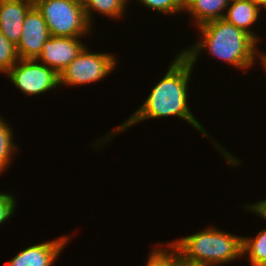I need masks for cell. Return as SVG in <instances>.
I'll return each instance as SVG.
<instances>
[{
    "label": "cell",
    "instance_id": "7c38bea8",
    "mask_svg": "<svg viewBox=\"0 0 266 266\" xmlns=\"http://www.w3.org/2000/svg\"><path fill=\"white\" fill-rule=\"evenodd\" d=\"M229 3V0H185L184 12L191 15L198 27L206 22L224 18Z\"/></svg>",
    "mask_w": 266,
    "mask_h": 266
},
{
    "label": "cell",
    "instance_id": "4fadbf2b",
    "mask_svg": "<svg viewBox=\"0 0 266 266\" xmlns=\"http://www.w3.org/2000/svg\"><path fill=\"white\" fill-rule=\"evenodd\" d=\"M87 14L89 22L93 23L94 13L105 15L112 19L125 17V9L128 2L126 0H80ZM100 12V13H99ZM123 16V17H122Z\"/></svg>",
    "mask_w": 266,
    "mask_h": 266
},
{
    "label": "cell",
    "instance_id": "e0dca14e",
    "mask_svg": "<svg viewBox=\"0 0 266 266\" xmlns=\"http://www.w3.org/2000/svg\"><path fill=\"white\" fill-rule=\"evenodd\" d=\"M141 5L165 15H176L185 11V0H136Z\"/></svg>",
    "mask_w": 266,
    "mask_h": 266
},
{
    "label": "cell",
    "instance_id": "603a6c76",
    "mask_svg": "<svg viewBox=\"0 0 266 266\" xmlns=\"http://www.w3.org/2000/svg\"><path fill=\"white\" fill-rule=\"evenodd\" d=\"M251 1L260 7H262L264 3L266 2V0H251Z\"/></svg>",
    "mask_w": 266,
    "mask_h": 266
},
{
    "label": "cell",
    "instance_id": "277c9868",
    "mask_svg": "<svg viewBox=\"0 0 266 266\" xmlns=\"http://www.w3.org/2000/svg\"><path fill=\"white\" fill-rule=\"evenodd\" d=\"M50 36L85 38L92 34V24L80 0H34Z\"/></svg>",
    "mask_w": 266,
    "mask_h": 266
},
{
    "label": "cell",
    "instance_id": "ac0fdd59",
    "mask_svg": "<svg viewBox=\"0 0 266 266\" xmlns=\"http://www.w3.org/2000/svg\"><path fill=\"white\" fill-rule=\"evenodd\" d=\"M18 60L16 46L0 31V73L6 74Z\"/></svg>",
    "mask_w": 266,
    "mask_h": 266
},
{
    "label": "cell",
    "instance_id": "5b68a950",
    "mask_svg": "<svg viewBox=\"0 0 266 266\" xmlns=\"http://www.w3.org/2000/svg\"><path fill=\"white\" fill-rule=\"evenodd\" d=\"M84 47L78 56L60 72L59 85L82 86L105 79L117 68L118 60L111 53L91 52Z\"/></svg>",
    "mask_w": 266,
    "mask_h": 266
},
{
    "label": "cell",
    "instance_id": "d6986e66",
    "mask_svg": "<svg viewBox=\"0 0 266 266\" xmlns=\"http://www.w3.org/2000/svg\"><path fill=\"white\" fill-rule=\"evenodd\" d=\"M16 203V197L13 194H8L5 191L0 192V225L14 216Z\"/></svg>",
    "mask_w": 266,
    "mask_h": 266
},
{
    "label": "cell",
    "instance_id": "d4e9b609",
    "mask_svg": "<svg viewBox=\"0 0 266 266\" xmlns=\"http://www.w3.org/2000/svg\"><path fill=\"white\" fill-rule=\"evenodd\" d=\"M230 2H232V1H245V0H229Z\"/></svg>",
    "mask_w": 266,
    "mask_h": 266
},
{
    "label": "cell",
    "instance_id": "8fae6325",
    "mask_svg": "<svg viewBox=\"0 0 266 266\" xmlns=\"http://www.w3.org/2000/svg\"><path fill=\"white\" fill-rule=\"evenodd\" d=\"M262 8L251 0L232 1L229 3L224 19L251 35L258 43L260 38L253 32V24H257ZM252 29V30H251ZM259 40V41H258Z\"/></svg>",
    "mask_w": 266,
    "mask_h": 266
},
{
    "label": "cell",
    "instance_id": "6da1fadb",
    "mask_svg": "<svg viewBox=\"0 0 266 266\" xmlns=\"http://www.w3.org/2000/svg\"><path fill=\"white\" fill-rule=\"evenodd\" d=\"M168 67L164 77L151 89L145 102L120 126L111 130L104 138H98L99 141L97 140V144H95L97 147L103 146L116 134L125 132L126 129L139 122H144L149 118L156 119L169 116L180 117L181 120H185L198 130L202 136L213 140L207 130L195 118L188 105V85L194 66L179 50Z\"/></svg>",
    "mask_w": 266,
    "mask_h": 266
},
{
    "label": "cell",
    "instance_id": "30bf717a",
    "mask_svg": "<svg viewBox=\"0 0 266 266\" xmlns=\"http://www.w3.org/2000/svg\"><path fill=\"white\" fill-rule=\"evenodd\" d=\"M34 0H0V31L15 46L18 44L26 13Z\"/></svg>",
    "mask_w": 266,
    "mask_h": 266
},
{
    "label": "cell",
    "instance_id": "9a60e30c",
    "mask_svg": "<svg viewBox=\"0 0 266 266\" xmlns=\"http://www.w3.org/2000/svg\"><path fill=\"white\" fill-rule=\"evenodd\" d=\"M4 119L0 115V176L6 172V168H9L14 156L20 150L13 140V128Z\"/></svg>",
    "mask_w": 266,
    "mask_h": 266
},
{
    "label": "cell",
    "instance_id": "7a4b0ae2",
    "mask_svg": "<svg viewBox=\"0 0 266 266\" xmlns=\"http://www.w3.org/2000/svg\"><path fill=\"white\" fill-rule=\"evenodd\" d=\"M197 28L199 33L201 32L199 40L191 47L180 50L193 66L199 54L205 50L212 57L230 64L235 69L247 71L257 60L261 61L265 53L259 52L261 49L258 48V42L251 35L224 18L206 22Z\"/></svg>",
    "mask_w": 266,
    "mask_h": 266
},
{
    "label": "cell",
    "instance_id": "8992f818",
    "mask_svg": "<svg viewBox=\"0 0 266 266\" xmlns=\"http://www.w3.org/2000/svg\"><path fill=\"white\" fill-rule=\"evenodd\" d=\"M6 76L25 96H39L60 86L59 74L37 59H19Z\"/></svg>",
    "mask_w": 266,
    "mask_h": 266
},
{
    "label": "cell",
    "instance_id": "3957f363",
    "mask_svg": "<svg viewBox=\"0 0 266 266\" xmlns=\"http://www.w3.org/2000/svg\"><path fill=\"white\" fill-rule=\"evenodd\" d=\"M183 261L217 266L242 257V236L208 227L171 242Z\"/></svg>",
    "mask_w": 266,
    "mask_h": 266
},
{
    "label": "cell",
    "instance_id": "52a82bcc",
    "mask_svg": "<svg viewBox=\"0 0 266 266\" xmlns=\"http://www.w3.org/2000/svg\"><path fill=\"white\" fill-rule=\"evenodd\" d=\"M49 37L47 24L41 12L33 5L25 15L21 37L16 45L19 59H37Z\"/></svg>",
    "mask_w": 266,
    "mask_h": 266
},
{
    "label": "cell",
    "instance_id": "9c48e42d",
    "mask_svg": "<svg viewBox=\"0 0 266 266\" xmlns=\"http://www.w3.org/2000/svg\"><path fill=\"white\" fill-rule=\"evenodd\" d=\"M70 236L34 244L17 253L4 266H53L63 248L67 246Z\"/></svg>",
    "mask_w": 266,
    "mask_h": 266
},
{
    "label": "cell",
    "instance_id": "44dd1931",
    "mask_svg": "<svg viewBox=\"0 0 266 266\" xmlns=\"http://www.w3.org/2000/svg\"><path fill=\"white\" fill-rule=\"evenodd\" d=\"M178 266H210V265L194 264V263H189L187 261H183L180 259Z\"/></svg>",
    "mask_w": 266,
    "mask_h": 266
},
{
    "label": "cell",
    "instance_id": "7402d4cb",
    "mask_svg": "<svg viewBox=\"0 0 266 266\" xmlns=\"http://www.w3.org/2000/svg\"><path fill=\"white\" fill-rule=\"evenodd\" d=\"M260 65H262V69L264 70V72L266 71V52L263 54V56L261 57V61H260Z\"/></svg>",
    "mask_w": 266,
    "mask_h": 266
},
{
    "label": "cell",
    "instance_id": "ba28073f",
    "mask_svg": "<svg viewBox=\"0 0 266 266\" xmlns=\"http://www.w3.org/2000/svg\"><path fill=\"white\" fill-rule=\"evenodd\" d=\"M81 38L50 36L44 43L37 60L58 74L82 51L86 44Z\"/></svg>",
    "mask_w": 266,
    "mask_h": 266
},
{
    "label": "cell",
    "instance_id": "2e32d148",
    "mask_svg": "<svg viewBox=\"0 0 266 266\" xmlns=\"http://www.w3.org/2000/svg\"><path fill=\"white\" fill-rule=\"evenodd\" d=\"M159 245L160 247H152L153 250L149 251L150 254L144 266H178L181 259L178 249L171 242Z\"/></svg>",
    "mask_w": 266,
    "mask_h": 266
},
{
    "label": "cell",
    "instance_id": "ffe728a7",
    "mask_svg": "<svg viewBox=\"0 0 266 266\" xmlns=\"http://www.w3.org/2000/svg\"><path fill=\"white\" fill-rule=\"evenodd\" d=\"M245 209L266 220V199L244 206Z\"/></svg>",
    "mask_w": 266,
    "mask_h": 266
},
{
    "label": "cell",
    "instance_id": "5bb4252c",
    "mask_svg": "<svg viewBox=\"0 0 266 266\" xmlns=\"http://www.w3.org/2000/svg\"><path fill=\"white\" fill-rule=\"evenodd\" d=\"M245 256L250 266L266 263V228L261 229L255 238L242 236V257Z\"/></svg>",
    "mask_w": 266,
    "mask_h": 266
},
{
    "label": "cell",
    "instance_id": "cb8c5ba5",
    "mask_svg": "<svg viewBox=\"0 0 266 266\" xmlns=\"http://www.w3.org/2000/svg\"><path fill=\"white\" fill-rule=\"evenodd\" d=\"M261 8H264L266 10V2L264 3V5Z\"/></svg>",
    "mask_w": 266,
    "mask_h": 266
}]
</instances>
